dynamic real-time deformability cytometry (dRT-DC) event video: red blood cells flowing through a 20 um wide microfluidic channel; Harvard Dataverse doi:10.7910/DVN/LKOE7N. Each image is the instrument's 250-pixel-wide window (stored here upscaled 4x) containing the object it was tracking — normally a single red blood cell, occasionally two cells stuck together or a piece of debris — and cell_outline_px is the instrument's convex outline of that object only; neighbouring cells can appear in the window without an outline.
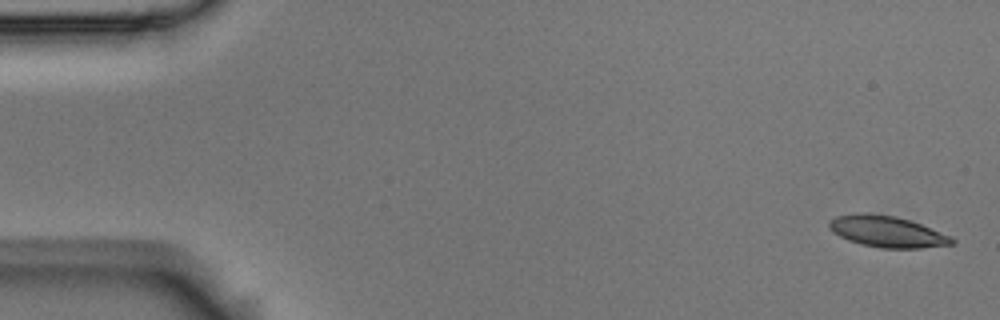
{"species": "Egyptian fruit bat (a non-hibernating species)", "species_latin": "Rousettus aegyptiacus", "temperature_condition": "room temperature", "stored_images_in_passage": 4, "camera_frame_rate_fps": 3000, "um_per_image_px": 0.085, "animal": {"sex": "male"}, "frame": {"image": 1, "passage_image": 1, "time_ms": 0.0, "image_size_px": [1000, 320], "cell_outline_px": [[956, 244], [920, 248], [880, 248], [860, 244], [848, 240], [832, 232], [828, 224], [836, 216], [864, 212], [896, 216], [920, 224], [952, 236], [956, 240]], "centroid_in_image_um": [75.43, 19.69], "position_along_channel_um": 9.6, "area_um2": 22.37}}
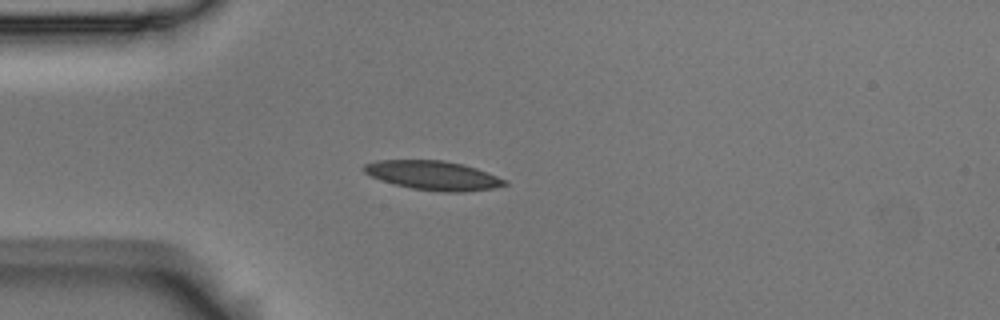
{"frame": {"image": 2, "passage_image": 4, "time_ms": 1.0, "image_size_px": [1000, 320], "cell_outline_px": [[508, 184], [492, 188], [464, 192], [444, 192], [412, 188], [380, 180], [364, 172], [360, 168], [364, 164], [376, 160], [444, 160], [464, 164], [476, 168], [508, 180]], "centroid_in_image_um": [36.82, 14.9], "position_along_channel_um": 48.2, "area_um2": 23.93}}